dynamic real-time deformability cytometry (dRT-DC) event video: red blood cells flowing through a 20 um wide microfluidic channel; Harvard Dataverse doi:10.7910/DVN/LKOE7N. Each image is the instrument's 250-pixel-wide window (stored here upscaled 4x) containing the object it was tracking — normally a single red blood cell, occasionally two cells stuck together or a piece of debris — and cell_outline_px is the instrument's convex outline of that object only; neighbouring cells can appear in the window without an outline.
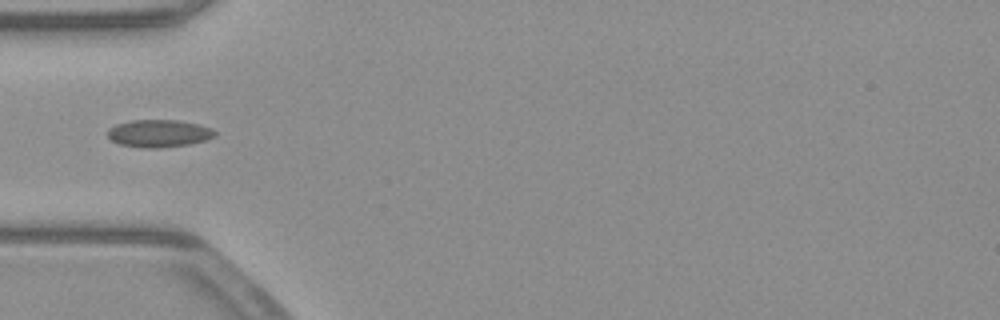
{"species": "common noctule bat (a hibernating species)", "species_latin": "Nyctalus noctula", "temperature_condition": "warm", "stored_images_in_passage": 13, "camera_frame_rate_fps": 3000, "um_per_image_px": 0.085, "animal": {"sex": "male", "body_mass_g": 23.1, "forearm_length_mm": 52.7}, "frame": {"image": 1, "passage_image": 1, "time_ms": 0.0, "image_size_px": [1000, 320], "cell_outline_px": [[216, 136], [204, 140], [188, 144], [160, 148], [144, 148], [120, 144], [112, 140], [108, 136], [108, 128], [116, 124], [132, 120], [176, 120], [196, 124], [212, 128], [216, 132]], "centroid_in_image_um": [13.49, 11.34], "position_along_channel_um": 71.5, "area_um2": 17.05}}
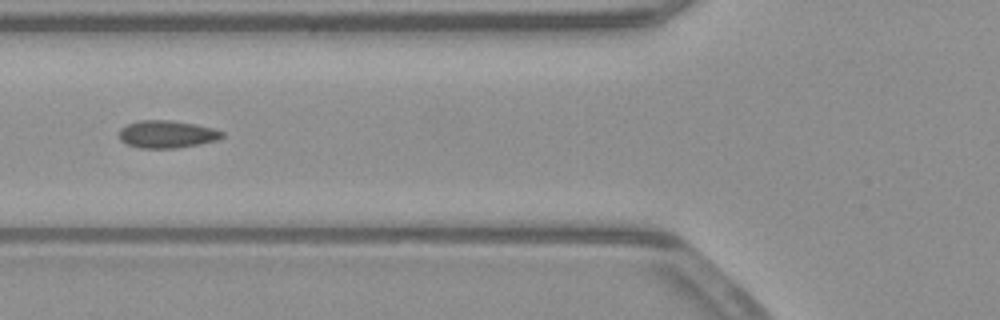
{"frame": {"image": 2, "passage_image": 4, "time_ms": 1.0, "image_size_px": [1000, 320], "cell_outline_px": [[224, 136], [216, 140], [200, 144], [176, 148], [140, 148], [128, 144], [120, 140], [120, 128], [128, 124], [140, 120], [172, 120], [196, 124], [212, 128], [224, 132]], "centroid_in_image_um": [14.2, 11.4], "position_along_channel_um": 111.6, "area_um2": 16.47}}
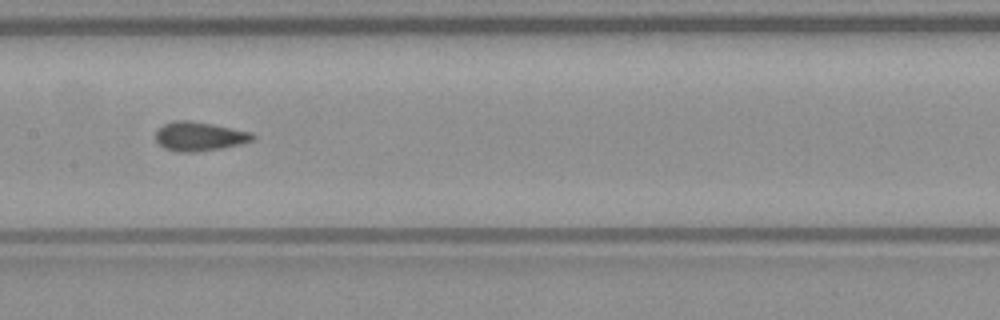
{"frame": {"image": 3, "passage_image": 10, "time_ms": 3.0, "image_size_px": [1000, 320], "cell_outline_px": [[256, 140], [240, 144], [220, 148], [196, 152], [176, 152], [164, 148], [156, 140], [156, 132], [164, 124], [172, 120], [188, 120], [212, 124], [252, 132], [256, 136]], "centroid_in_image_um": [16.97, 11.59], "position_along_channel_um": 190.4, "area_um2": 16.47}}